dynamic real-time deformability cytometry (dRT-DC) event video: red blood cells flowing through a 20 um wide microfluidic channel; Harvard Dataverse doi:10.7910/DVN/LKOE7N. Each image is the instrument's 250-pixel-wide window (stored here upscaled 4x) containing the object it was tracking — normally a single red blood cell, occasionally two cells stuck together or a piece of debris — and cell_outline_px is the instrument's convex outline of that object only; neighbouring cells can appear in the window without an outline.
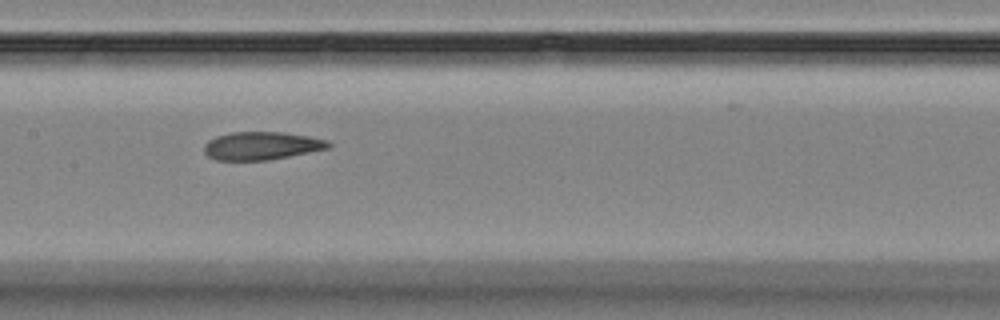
{"species": "Egyptian fruit bat (a non-hibernating species)", "species_latin": "Rousettus aegyptiacus", "temperature_condition": "room temperature", "stored_images_in_passage": 16, "camera_frame_rate_fps": 3000, "um_per_image_px": 0.085, "animal": {"sex": "female"}, "frame": {"image": 1, "passage_image": 10, "time_ms": 11.0, "image_size_px": [1000, 320], "cell_outline_px": [[332, 148], [268, 160], [216, 160], [208, 156], [204, 152], [204, 144], [208, 140], [216, 136], [232, 132], [284, 132], [308, 136], [328, 140], [332, 144]], "centroid_in_image_um": [22.26, 12.39], "position_along_channel_um": 185.1, "area_um2": 20.46}}
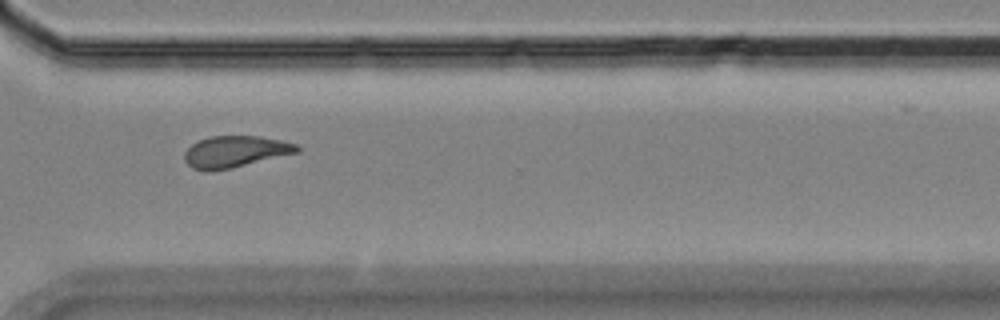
{"frame": {"image": 2, "passage_image": 14, "time_ms": 15.667, "image_size_px": [1000, 320], "cell_outline_px": [[300, 152], [212, 172], [204, 172], [192, 168], [184, 160], [184, 152], [192, 144], [208, 136], [260, 136], [280, 140], [296, 144], [300, 148]], "centroid_in_image_um": [19.96, 12.9], "position_along_channel_um": 350.6, "area_um2": 20.75}}
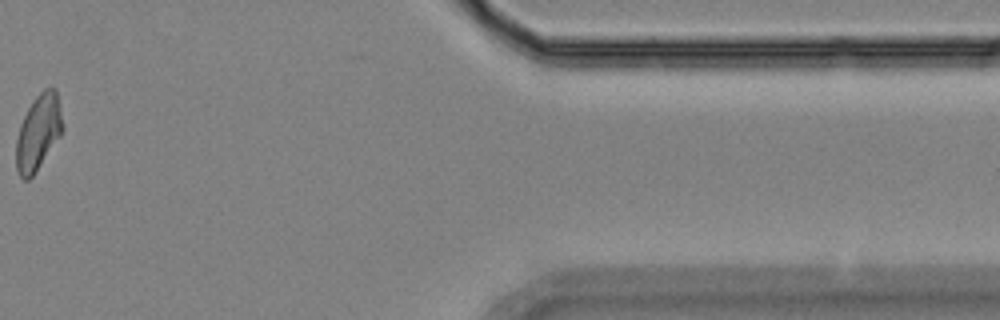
{"frame": {"image": 3, "passage_image": 16, "time_ms": 18.667, "image_size_px": [1000, 320], "cell_outline_px": [[64, 128], [60, 136], [32, 176], [28, 180], [24, 180], [20, 176], [16, 168], [16, 140], [20, 124], [28, 108], [36, 96], [44, 88], [56, 88], [64, 124]], "centroid_in_image_um": [3.27, 11.23], "position_along_channel_um": 408.1, "area_um2": 20.35}, "authors_computed_cell_mechanics": {"area_um2": 20.7213, "velocity_mm_per_s": 3.5579, "shape_relaxation_time_tau1_ms": null, "shape_relaxation_time_tau2_ms": 2.158, "deformation_change_tau1": null, "deformation_change_tau2": 0.0605}}